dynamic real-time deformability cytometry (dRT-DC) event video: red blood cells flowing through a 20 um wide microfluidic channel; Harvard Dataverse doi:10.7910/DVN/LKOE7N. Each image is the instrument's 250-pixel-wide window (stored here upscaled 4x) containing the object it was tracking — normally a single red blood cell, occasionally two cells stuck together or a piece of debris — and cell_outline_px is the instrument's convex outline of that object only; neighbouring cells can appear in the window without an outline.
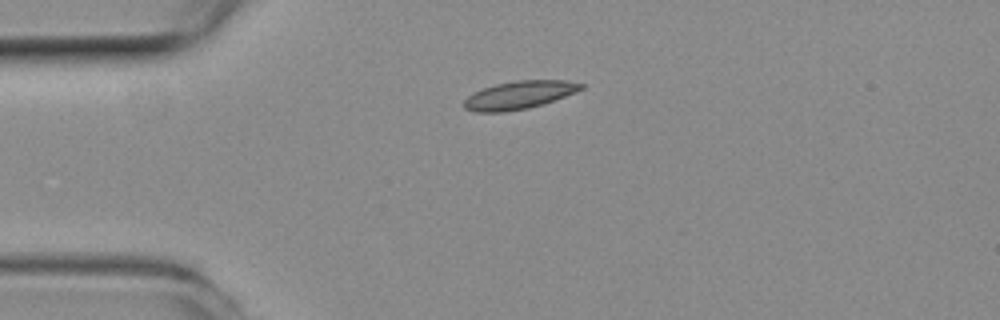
{"species": "common noctule bat (a hibernating species)", "species_latin": "Nyctalus noctula", "temperature_condition": "room temperature", "stored_images_in_passage": 41, "camera_frame_rate_fps": 3000, "um_per_image_px": 0.085, "animal": {"sex": "female", "body_mass_g": 19.3, "forearm_length_mm": 54.1}, "frame": {"image": 1, "passage_image": 1, "time_ms": 0.0, "image_size_px": [1000, 320], "cell_outline_px": [[584, 88], [564, 96], [528, 108], [504, 112], [476, 112], [464, 108], [460, 104], [468, 96], [484, 88], [496, 84], [516, 80], [568, 80], [584, 84]], "centroid_in_image_um": [44.09, 8.07], "position_along_channel_um": 40.9, "area_um2": 18.9}}
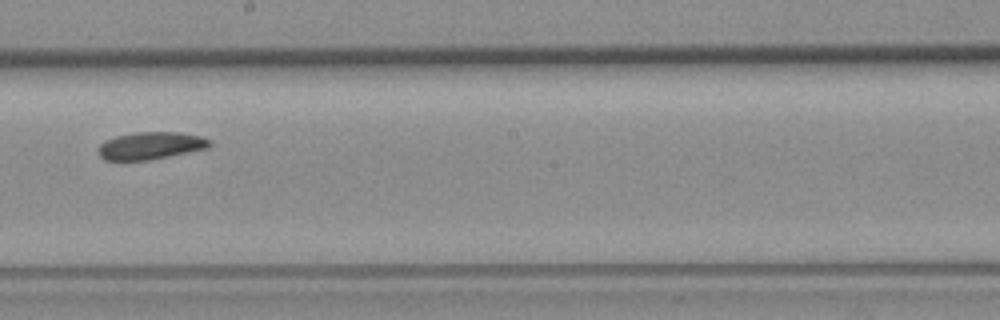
{"frame": {"image": 2, "passage_image": 18, "time_ms": 5.667, "image_size_px": [1000, 320], "cell_outline_px": [[212, 144], [208, 148], [148, 160], [104, 160], [100, 156], [100, 144], [104, 140], [116, 136], [136, 132], [180, 132], [200, 136], [212, 140]], "centroid_in_image_um": [12.83, 12.37], "position_along_channel_um": 235.4, "area_um2": 17.69}}
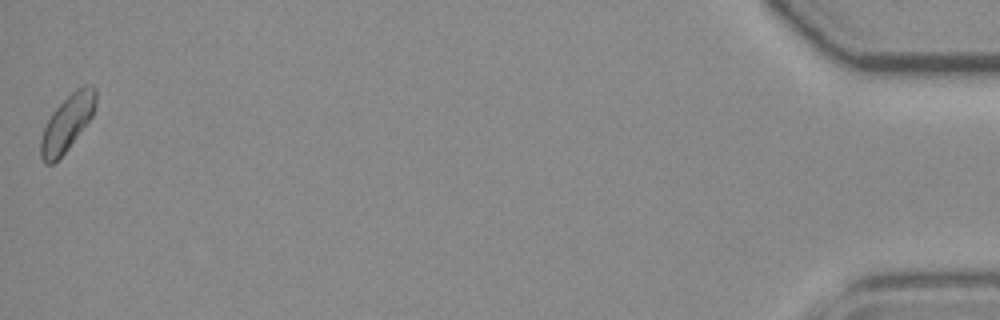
{"frame": {"image": 3, "passage_image": 41, "time_ms": 13.333, "image_size_px": [1000, 320], "cell_outline_px": [[96, 108], [92, 116], [68, 148], [52, 164], [44, 164], [40, 156], [40, 140], [44, 128], [52, 112], [76, 88], [84, 84], [92, 84], [96, 88]], "centroid_in_image_um": [5.72, 10.42], "position_along_channel_um": 429.5, "area_um2": 17.8}, "authors_computed_cell_mechanics": {"area_um2": 17.8602, "velocity_mm_per_s": 3.8715, "shape_relaxation_time_tau1_ms": 6.9297, "shape_relaxation_time_tau2_ms": null, "deformation_change_tau1": 0.1151, "deformation_change_tau2": null}}